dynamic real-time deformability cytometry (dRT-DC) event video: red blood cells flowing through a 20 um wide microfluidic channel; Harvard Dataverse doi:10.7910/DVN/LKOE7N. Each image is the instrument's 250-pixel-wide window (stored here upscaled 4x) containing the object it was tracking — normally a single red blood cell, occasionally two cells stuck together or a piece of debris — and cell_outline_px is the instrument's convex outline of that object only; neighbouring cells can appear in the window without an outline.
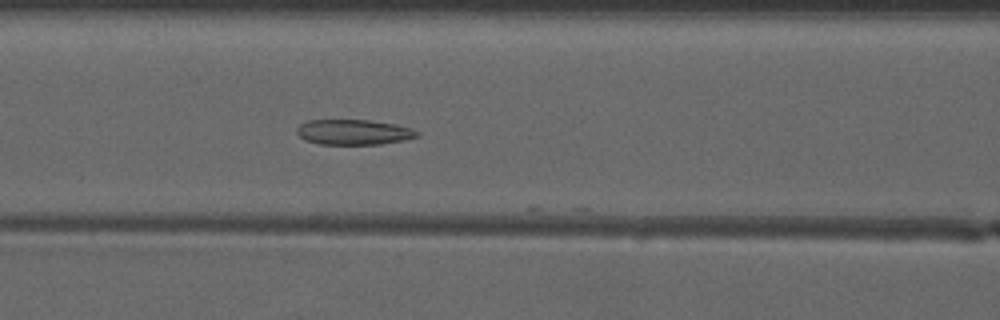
{"species": "common noctule bat (a hibernating species)", "species_latin": "Nyctalus noctula", "temperature_condition": "warm", "stored_images_in_passage": 7, "camera_frame_rate_fps": 3000, "um_per_image_px": 0.085, "animal": {"sex": "male", "forearm_length_mm": 52.5}, "frame": {"image": 1, "passage_image": 6, "time_ms": 1.667, "image_size_px": [1000, 320], "cell_outline_px": [[420, 136], [404, 140], [380, 144], [320, 144], [304, 140], [296, 132], [296, 128], [300, 124], [308, 120], [368, 120], [396, 124], [412, 128], [420, 132]], "centroid_in_image_um": [30.08, 11.23], "position_along_channel_um": 136.5, "area_um2": 17.8}}